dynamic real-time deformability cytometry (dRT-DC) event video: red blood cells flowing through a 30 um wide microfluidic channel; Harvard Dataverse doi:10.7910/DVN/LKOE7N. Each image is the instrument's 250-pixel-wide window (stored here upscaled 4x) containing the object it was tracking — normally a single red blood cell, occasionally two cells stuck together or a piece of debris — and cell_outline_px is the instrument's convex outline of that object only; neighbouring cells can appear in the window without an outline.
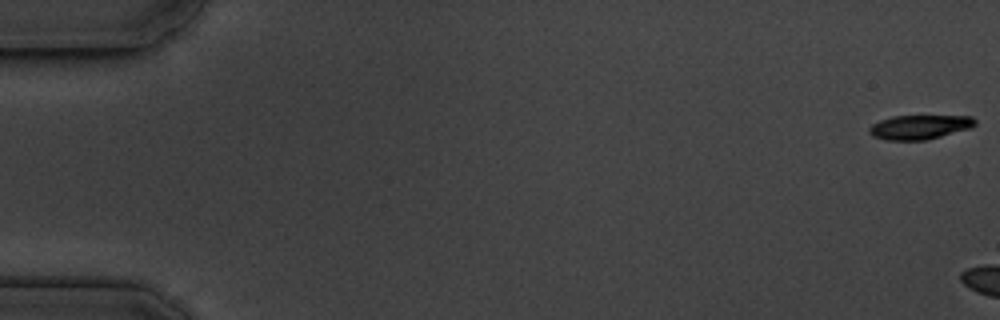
{"species": "common noctule bat (a hibernating species)", "species_latin": "Nyctalus noctula", "temperature_condition": "cold", "stored_images_in_passage": 6, "camera_frame_rate_fps": 3000, "um_per_image_px": 0.085, "animal": {"sex": "male", "body_mass_g": 19.5, "forearm_length_mm": 54.6}, "frame": {"image": 1, "passage_image": 1, "time_ms": 0.0, "image_size_px": [1000, 320], "cell_outline_px": [[976, 124], [972, 128], [928, 140], [888, 140], [872, 136], [868, 132], [868, 128], [872, 124], [880, 120], [892, 116], [972, 116], [976, 120]], "centroid_in_image_um": [78.18, 10.8], "position_along_channel_um": 6.8, "area_um2": 15.14}}